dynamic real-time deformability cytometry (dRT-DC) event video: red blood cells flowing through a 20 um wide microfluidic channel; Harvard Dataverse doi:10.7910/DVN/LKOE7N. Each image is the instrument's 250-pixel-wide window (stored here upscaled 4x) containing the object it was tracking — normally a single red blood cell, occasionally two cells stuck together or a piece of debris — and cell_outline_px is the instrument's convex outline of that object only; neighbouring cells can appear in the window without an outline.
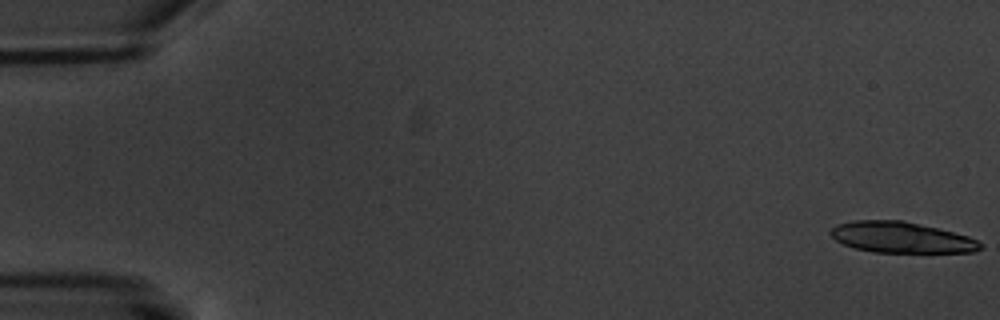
{"species": "common noctule bat (a hibernating species)", "species_latin": "Nyctalus noctula", "temperature_condition": "warm", "stored_images_in_passage": 7, "camera_frame_rate_fps": 3000, "um_per_image_px": 0.085, "animal": {"sex": "male", "body_mass_g": 20.1, "forearm_length_mm": 53.5}, "frame": {"image": 1, "passage_image": 1, "time_ms": 0.0, "image_size_px": [1000, 320], "cell_outline_px": [[984, 248], [972, 252], [872, 252], [856, 248], [844, 244], [836, 240], [828, 232], [836, 224], [852, 220], [904, 220], [968, 236], [984, 244]], "centroid_in_image_um": [76.6, 20.17], "position_along_channel_um": 8.4, "area_um2": 26.93}}